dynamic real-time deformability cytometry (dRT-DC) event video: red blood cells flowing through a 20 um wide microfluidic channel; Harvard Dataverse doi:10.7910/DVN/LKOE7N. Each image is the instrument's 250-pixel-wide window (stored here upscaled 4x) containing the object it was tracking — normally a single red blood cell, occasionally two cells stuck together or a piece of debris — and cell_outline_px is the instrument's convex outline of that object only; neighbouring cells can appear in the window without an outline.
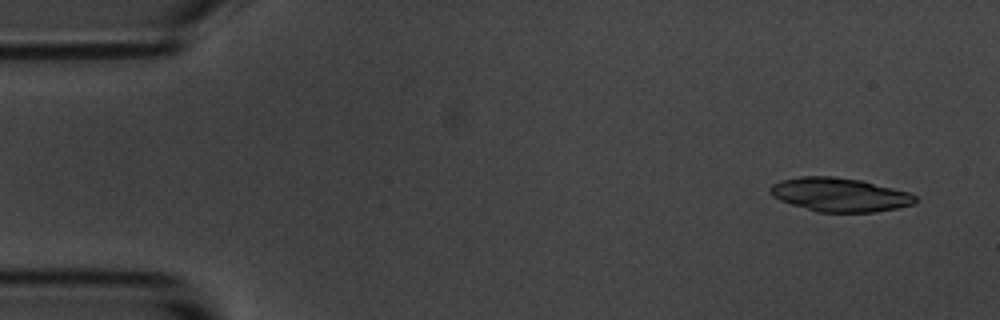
{"species": "common noctule bat (a hibernating species)", "species_latin": "Nyctalus noctula", "temperature_condition": "room temperature", "stored_images_in_passage": 5, "camera_frame_rate_fps": 3000, "um_per_image_px": 0.085, "animal": {"sex": "male", "body_mass_g": 20.1, "forearm_length_mm": 53.5}, "frame": {"image": 1, "passage_image": 1, "time_ms": 0.0, "image_size_px": [1000, 320], "cell_outline_px": [[916, 204], [876, 212], [816, 212], [780, 200], [772, 196], [768, 192], [768, 188], [772, 184], [780, 180], [800, 176], [832, 176], [860, 180], [908, 192], [916, 196]], "centroid_in_image_um": [71.33, 16.55], "position_along_channel_um": 13.7, "area_um2": 28.61}}